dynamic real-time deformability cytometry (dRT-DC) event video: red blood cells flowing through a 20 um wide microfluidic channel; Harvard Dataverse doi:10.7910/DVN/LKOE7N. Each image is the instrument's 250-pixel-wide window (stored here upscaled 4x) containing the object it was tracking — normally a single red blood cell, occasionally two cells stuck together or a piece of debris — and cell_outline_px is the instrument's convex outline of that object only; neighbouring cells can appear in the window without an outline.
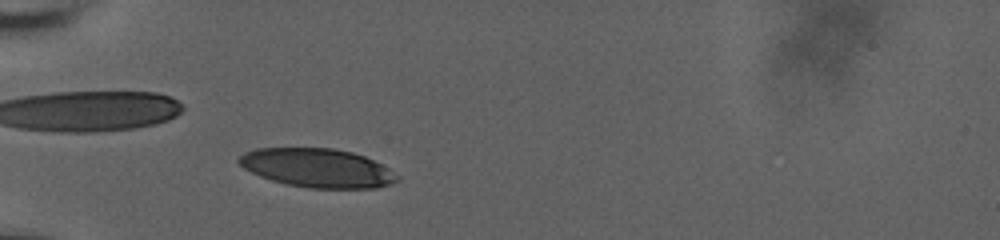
{"species": "human", "species_latin": "Homo sapiens", "temperature_condition": "room temperature", "stored_images_in_passage": 37, "camera_frame_rate_fps": 3000, "um_per_image_px": 0.085, "donor": {"sex": "male"}, "frame": {"image": 1, "passage_image": 7, "time_ms": 2.0, "image_size_px": [1000, 240], "cell_outline_px": [[400, 180], [392, 184], [376, 188], [308, 188], [288, 184], [272, 180], [260, 176], [244, 168], [236, 160], [244, 152], [256, 148], [332, 148], [352, 152], [364, 156], [380, 164], [400, 176]], "centroid_in_image_um": [26.98, 14.28], "position_along_channel_um": 58.0, "area_um2": 35.72}}
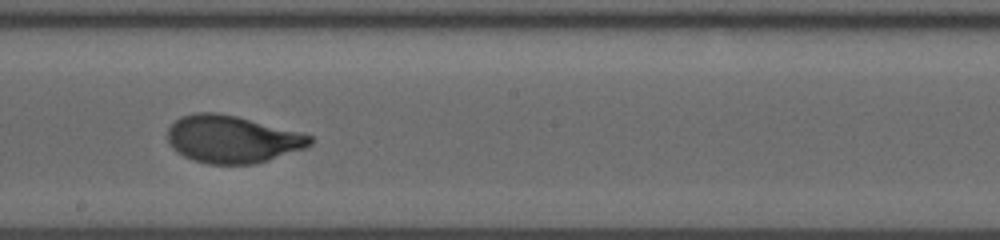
{"frame": {"image": 2, "passage_image": 22, "time_ms": 7.0, "image_size_px": [1000, 240], "cell_outline_px": [[312, 144], [308, 148], [256, 164], [208, 164], [192, 160], [176, 152], [172, 148], [168, 140], [168, 128], [180, 116], [196, 112], [216, 112], [236, 116], [300, 132], [312, 136]], "centroid_in_image_um": [19.74, 11.84], "position_along_channel_um": 228.5, "area_um2": 39.59}}
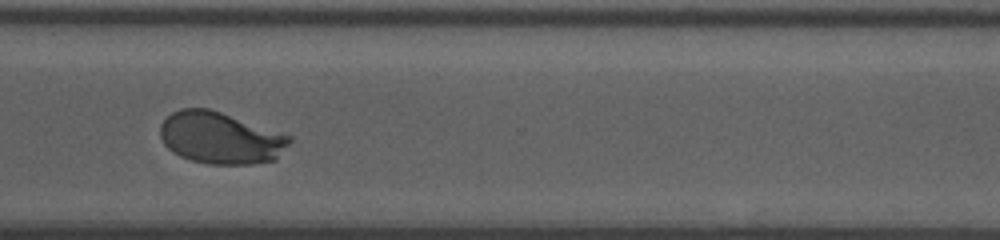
{"frame": {"image": 3, "passage_image": 32, "time_ms": 10.333, "image_size_px": [1000, 240], "cell_outline_px": [[292, 140], [276, 160], [252, 164], [208, 164], [192, 160], [180, 156], [172, 152], [164, 144], [160, 136], [160, 124], [172, 112], [180, 108], [208, 108], [292, 136]], "centroid_in_image_um": [18.73, 11.73], "position_along_channel_um": 351.9, "area_um2": 39.02}, "authors_computed_cell_mechanics": {"area_um2": 38.9572, "velocity_mm_per_s": 3.7162, "shape_relaxation_time_tau1_ms": 4.0374, "shape_relaxation_time_tau2_ms": null, "deformation_change_tau1": 0.1825, "deformation_change_tau2": null}}